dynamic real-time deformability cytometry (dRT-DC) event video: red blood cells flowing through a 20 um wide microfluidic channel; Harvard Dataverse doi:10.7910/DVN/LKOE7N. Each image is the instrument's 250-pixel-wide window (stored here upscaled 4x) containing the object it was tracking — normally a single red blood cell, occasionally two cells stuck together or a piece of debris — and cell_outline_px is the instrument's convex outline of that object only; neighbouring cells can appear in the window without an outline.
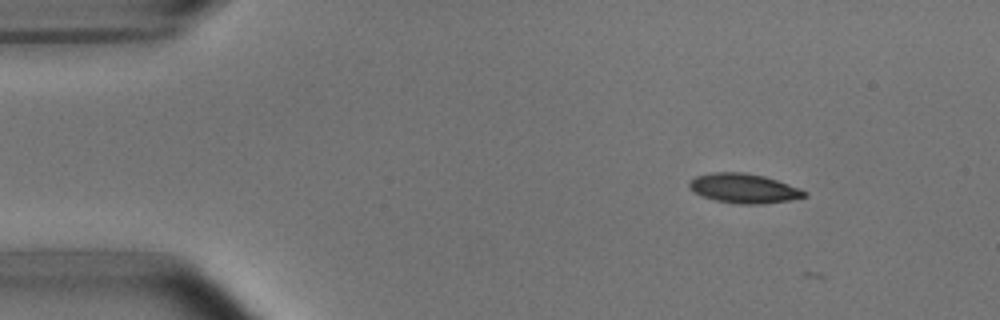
{"species": "common noctule bat (a hibernating species)", "species_latin": "Nyctalus noctula", "temperature_condition": "room temperature", "stored_images_in_passage": 3, "camera_frame_rate_fps": 3000, "um_per_image_px": 0.085, "animal": {"sex": "male", "body_mass_g": 15.6}, "frame": {"image": 1, "passage_image": 1, "time_ms": 0.0, "image_size_px": [1000, 320], "cell_outline_px": [[808, 196], [788, 200], [760, 204], [740, 204], [716, 200], [704, 196], [688, 188], [688, 180], [696, 176], [712, 172], [744, 172], [764, 176], [800, 188], [808, 192]], "centroid_in_image_um": [63.22, 16.0], "position_along_channel_um": 21.8, "area_um2": 19.71}}